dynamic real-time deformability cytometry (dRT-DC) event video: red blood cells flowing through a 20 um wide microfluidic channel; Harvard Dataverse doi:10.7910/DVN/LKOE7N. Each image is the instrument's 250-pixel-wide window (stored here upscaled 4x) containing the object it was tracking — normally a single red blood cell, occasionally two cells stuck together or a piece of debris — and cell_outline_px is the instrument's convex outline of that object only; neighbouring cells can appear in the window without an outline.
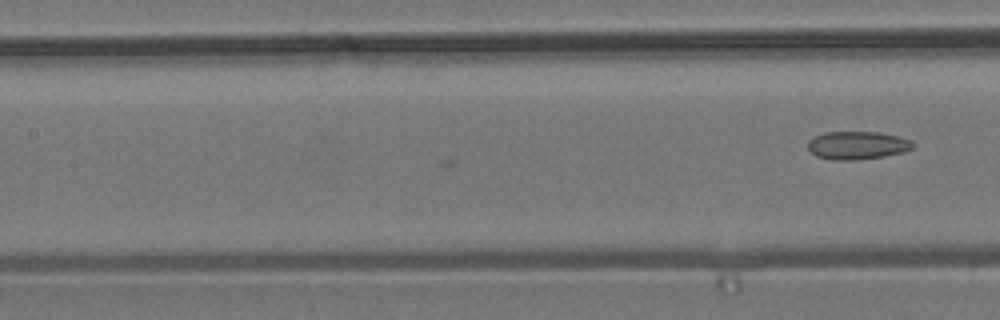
{"species": "common noctule bat (a hibernating species)", "species_latin": "Nyctalus noctula", "temperature_condition": "room temperature", "stored_images_in_passage": 11, "camera_frame_rate_fps": 3000, "um_per_image_px": 0.085, "animal": {"sex": "male", "body_mass_g": 19.2, "forearm_length_mm": 51.8}, "frame": {"image": 1, "passage_image": 11, "time_ms": 3.333, "image_size_px": [1000, 320], "cell_outline_px": [[916, 144], [912, 148], [904, 152], [884, 156], [856, 160], [832, 160], [816, 156], [808, 148], [808, 140], [824, 132], [876, 132], [900, 136], [912, 140]], "centroid_in_image_um": [72.9, 12.35], "position_along_channel_um": 134.5, "area_um2": 17.28}}